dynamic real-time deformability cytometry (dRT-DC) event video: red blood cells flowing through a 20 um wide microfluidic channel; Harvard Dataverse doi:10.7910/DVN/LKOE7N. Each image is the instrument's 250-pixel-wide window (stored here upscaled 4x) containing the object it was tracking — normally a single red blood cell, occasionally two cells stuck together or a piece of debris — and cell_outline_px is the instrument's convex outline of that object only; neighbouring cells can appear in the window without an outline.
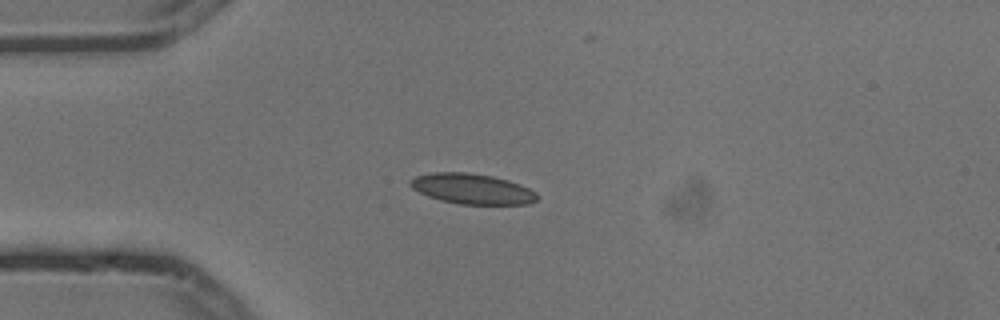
{"species": "common noctule bat (a hibernating species)", "species_latin": "Nyctalus noctula", "temperature_condition": "cold", "stored_images_in_passage": 8, "camera_frame_rate_fps": 3000, "um_per_image_px": 0.085, "animal": {"sex": "male", "body_mass_g": 13.3}, "frame": {"image": 1, "passage_image": 3, "time_ms": 0.667, "image_size_px": [1000, 320], "cell_outline_px": [[540, 196], [536, 200], [528, 204], [460, 204], [440, 200], [428, 196], [412, 188], [408, 184], [408, 180], [416, 176], [432, 172], [468, 172], [492, 176], [508, 180], [520, 184], [536, 192]], "centroid_in_image_um": [40.12, 16.04], "position_along_channel_um": 44.9, "area_um2": 22.54}}
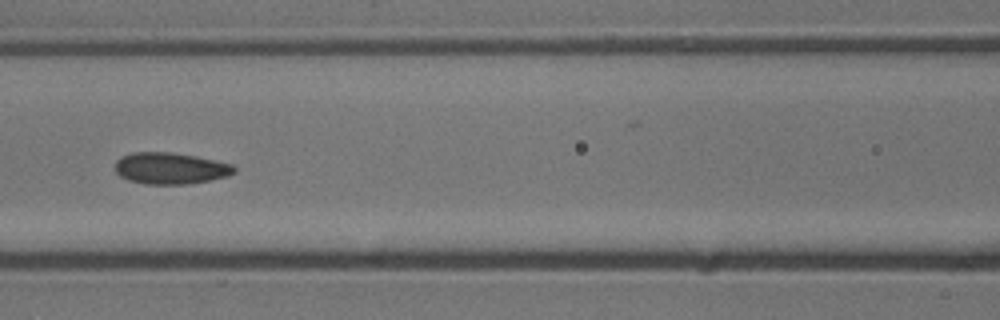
{"frame": {"image": 2, "passage_image": 6, "time_ms": 1.667, "image_size_px": [1000, 320], "cell_outline_px": [[236, 172], [228, 176], [188, 184], [144, 184], [128, 180], [120, 176], [116, 172], [116, 160], [120, 156], [132, 152], [172, 152], [196, 156], [232, 164], [236, 168]], "centroid_in_image_um": [14.47, 14.3], "position_along_channel_um": 152.1, "area_um2": 21.96}}
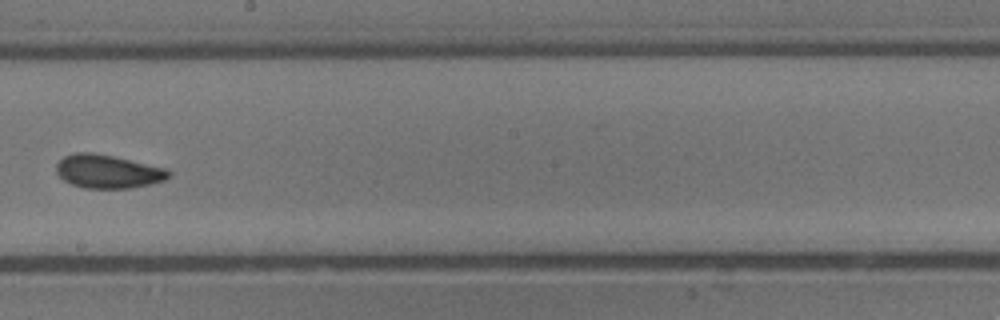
{"frame": {"image": 3, "passage_image": 8, "time_ms": 2.333, "image_size_px": [1000, 320], "cell_outline_px": [[172, 172], [164, 180], [132, 188], [84, 188], [72, 184], [64, 180], [56, 172], [56, 164], [64, 156], [76, 152], [92, 152], [112, 156], [168, 168]], "centroid_in_image_um": [9.17, 14.57], "position_along_channel_um": 239.0, "area_um2": 21.85}}